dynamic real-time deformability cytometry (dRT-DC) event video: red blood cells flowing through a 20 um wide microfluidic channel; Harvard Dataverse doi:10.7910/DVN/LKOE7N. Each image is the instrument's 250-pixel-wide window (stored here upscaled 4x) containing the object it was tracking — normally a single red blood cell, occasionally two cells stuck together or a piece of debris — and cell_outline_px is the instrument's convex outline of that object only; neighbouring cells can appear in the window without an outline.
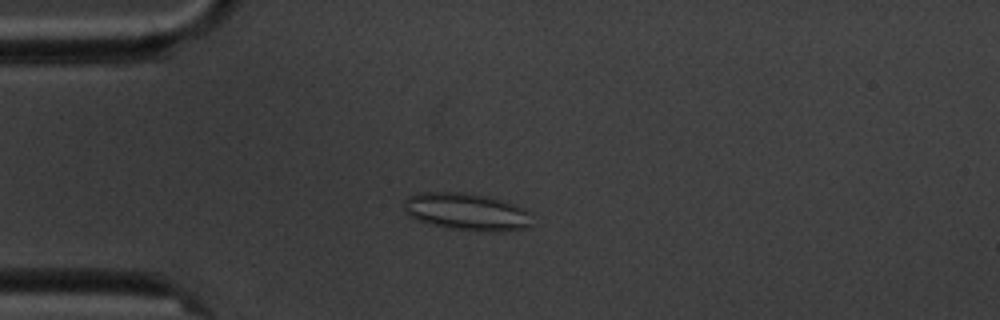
{"species": "common noctule bat (a hibernating species)", "species_latin": "Nyctalus noctula", "temperature_condition": "cold", "stored_images_in_passage": 6, "camera_frame_rate_fps": 3000, "um_per_image_px": 0.085, "animal": {"sex": "male", "body_mass_g": 20.1, "forearm_length_mm": 53.5}, "frame": {"image": 1, "passage_image": 4, "time_ms": 4.333, "image_size_px": [1000, 320], "cell_outline_px": [[532, 228], [504, 232], [476, 232], [448, 228], [416, 220], [408, 216], [404, 208], [404, 200], [408, 196], [420, 192], [460, 192], [488, 196], [524, 208], [528, 212], [532, 224]], "centroid_in_image_um": [39.68, 18.03], "position_along_channel_um": 45.3, "area_um2": 28.32}}
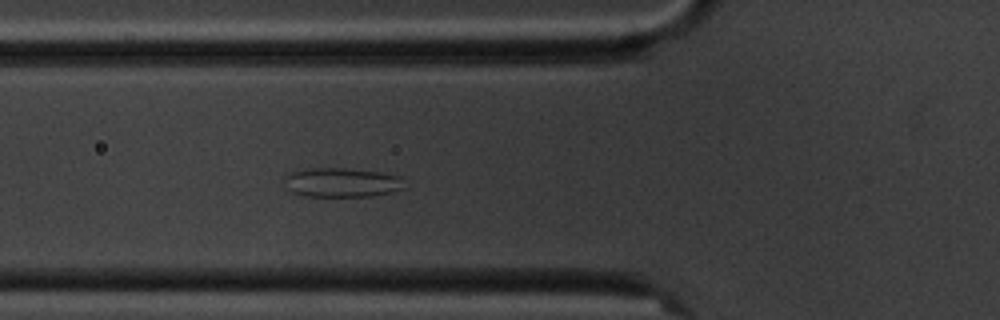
{"frame": {"image": 2, "passage_image": 6, "time_ms": 6.333, "image_size_px": [1000, 320], "cell_outline_px": [[404, 188], [392, 192], [372, 196], [300, 196], [292, 192], [288, 188], [284, 176], [288, 172], [304, 168], [344, 168], [376, 172], [400, 176]], "centroid_in_image_um": [28.99, 15.51], "position_along_channel_um": 96.8, "area_um2": 20.46}}